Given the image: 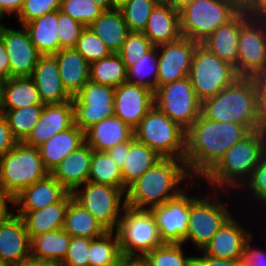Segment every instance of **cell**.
Listing matches in <instances>:
<instances>
[{"label": "cell", "instance_id": "6da1fadb", "mask_svg": "<svg viewBox=\"0 0 266 266\" xmlns=\"http://www.w3.org/2000/svg\"><path fill=\"white\" fill-rule=\"evenodd\" d=\"M250 132L242 123L211 121L201 114L185 134L184 161L192 179L201 181Z\"/></svg>", "mask_w": 266, "mask_h": 266}, {"label": "cell", "instance_id": "7a4b0ae2", "mask_svg": "<svg viewBox=\"0 0 266 266\" xmlns=\"http://www.w3.org/2000/svg\"><path fill=\"white\" fill-rule=\"evenodd\" d=\"M191 178L184 159L162 158L127 188L126 206L149 210L165 204L194 180Z\"/></svg>", "mask_w": 266, "mask_h": 266}, {"label": "cell", "instance_id": "3957f363", "mask_svg": "<svg viewBox=\"0 0 266 266\" xmlns=\"http://www.w3.org/2000/svg\"><path fill=\"white\" fill-rule=\"evenodd\" d=\"M265 150L266 129L251 131L223 155L202 181L213 190L239 191L251 176Z\"/></svg>", "mask_w": 266, "mask_h": 266}, {"label": "cell", "instance_id": "277c9868", "mask_svg": "<svg viewBox=\"0 0 266 266\" xmlns=\"http://www.w3.org/2000/svg\"><path fill=\"white\" fill-rule=\"evenodd\" d=\"M201 114L211 121L242 123L250 131L266 129V123L258 114L250 77H239L229 87L205 99Z\"/></svg>", "mask_w": 266, "mask_h": 266}, {"label": "cell", "instance_id": "5b68a950", "mask_svg": "<svg viewBox=\"0 0 266 266\" xmlns=\"http://www.w3.org/2000/svg\"><path fill=\"white\" fill-rule=\"evenodd\" d=\"M48 174L39 149L24 142L0 157V189L12 199Z\"/></svg>", "mask_w": 266, "mask_h": 266}, {"label": "cell", "instance_id": "8992f818", "mask_svg": "<svg viewBox=\"0 0 266 266\" xmlns=\"http://www.w3.org/2000/svg\"><path fill=\"white\" fill-rule=\"evenodd\" d=\"M241 10L236 0H195L180 11L181 34L201 43Z\"/></svg>", "mask_w": 266, "mask_h": 266}, {"label": "cell", "instance_id": "52a82bcc", "mask_svg": "<svg viewBox=\"0 0 266 266\" xmlns=\"http://www.w3.org/2000/svg\"><path fill=\"white\" fill-rule=\"evenodd\" d=\"M133 134L162 158L184 159L186 131L155 105L133 129Z\"/></svg>", "mask_w": 266, "mask_h": 266}, {"label": "cell", "instance_id": "ba28073f", "mask_svg": "<svg viewBox=\"0 0 266 266\" xmlns=\"http://www.w3.org/2000/svg\"><path fill=\"white\" fill-rule=\"evenodd\" d=\"M116 233L124 259L141 260L154 248L163 244L158 227L149 210L126 206Z\"/></svg>", "mask_w": 266, "mask_h": 266}, {"label": "cell", "instance_id": "9c48e42d", "mask_svg": "<svg viewBox=\"0 0 266 266\" xmlns=\"http://www.w3.org/2000/svg\"><path fill=\"white\" fill-rule=\"evenodd\" d=\"M212 192L214 194H204L201 197L191 194L188 231L183 244L191 241L190 243L196 247L197 251H202L222 225L232 216L226 206L227 204L223 202V199L218 198L219 192L226 194L228 191L213 190Z\"/></svg>", "mask_w": 266, "mask_h": 266}, {"label": "cell", "instance_id": "30bf717a", "mask_svg": "<svg viewBox=\"0 0 266 266\" xmlns=\"http://www.w3.org/2000/svg\"><path fill=\"white\" fill-rule=\"evenodd\" d=\"M189 77L201 102L215 96L239 78L233 65L219 59L201 43L197 44L194 52Z\"/></svg>", "mask_w": 266, "mask_h": 266}, {"label": "cell", "instance_id": "8fae6325", "mask_svg": "<svg viewBox=\"0 0 266 266\" xmlns=\"http://www.w3.org/2000/svg\"><path fill=\"white\" fill-rule=\"evenodd\" d=\"M72 195L108 231H116L122 212L126 207V190L124 188L88 181L79 186Z\"/></svg>", "mask_w": 266, "mask_h": 266}, {"label": "cell", "instance_id": "7c38bea8", "mask_svg": "<svg viewBox=\"0 0 266 266\" xmlns=\"http://www.w3.org/2000/svg\"><path fill=\"white\" fill-rule=\"evenodd\" d=\"M154 105L186 131L201 115L202 102L188 76L157 87Z\"/></svg>", "mask_w": 266, "mask_h": 266}, {"label": "cell", "instance_id": "4fadbf2b", "mask_svg": "<svg viewBox=\"0 0 266 266\" xmlns=\"http://www.w3.org/2000/svg\"><path fill=\"white\" fill-rule=\"evenodd\" d=\"M115 87L88 81L72 98L74 124L83 132L115 115Z\"/></svg>", "mask_w": 266, "mask_h": 266}, {"label": "cell", "instance_id": "5bb4252c", "mask_svg": "<svg viewBox=\"0 0 266 266\" xmlns=\"http://www.w3.org/2000/svg\"><path fill=\"white\" fill-rule=\"evenodd\" d=\"M263 71H266V18L251 17L240 30L236 72L239 77H250Z\"/></svg>", "mask_w": 266, "mask_h": 266}, {"label": "cell", "instance_id": "9a60e30c", "mask_svg": "<svg viewBox=\"0 0 266 266\" xmlns=\"http://www.w3.org/2000/svg\"><path fill=\"white\" fill-rule=\"evenodd\" d=\"M177 196L167 200L165 204L149 209L155 224L158 227L163 243L183 244L190 216L191 193L187 191L191 186H196L195 180L191 181ZM195 182V183H194Z\"/></svg>", "mask_w": 266, "mask_h": 266}, {"label": "cell", "instance_id": "2e32d148", "mask_svg": "<svg viewBox=\"0 0 266 266\" xmlns=\"http://www.w3.org/2000/svg\"><path fill=\"white\" fill-rule=\"evenodd\" d=\"M198 42L181 36L176 41L157 46L159 70L157 87L188 77Z\"/></svg>", "mask_w": 266, "mask_h": 266}, {"label": "cell", "instance_id": "e0dca14e", "mask_svg": "<svg viewBox=\"0 0 266 266\" xmlns=\"http://www.w3.org/2000/svg\"><path fill=\"white\" fill-rule=\"evenodd\" d=\"M10 60V77H31L41 54L24 26L13 29L3 25L1 36Z\"/></svg>", "mask_w": 266, "mask_h": 266}, {"label": "cell", "instance_id": "ac0fdd59", "mask_svg": "<svg viewBox=\"0 0 266 266\" xmlns=\"http://www.w3.org/2000/svg\"><path fill=\"white\" fill-rule=\"evenodd\" d=\"M154 106V92L146 87L122 83L115 87V116L135 128Z\"/></svg>", "mask_w": 266, "mask_h": 266}, {"label": "cell", "instance_id": "d6986e66", "mask_svg": "<svg viewBox=\"0 0 266 266\" xmlns=\"http://www.w3.org/2000/svg\"><path fill=\"white\" fill-rule=\"evenodd\" d=\"M30 244L21 216L13 212L0 223V263L17 266L29 260Z\"/></svg>", "mask_w": 266, "mask_h": 266}, {"label": "cell", "instance_id": "ffe728a7", "mask_svg": "<svg viewBox=\"0 0 266 266\" xmlns=\"http://www.w3.org/2000/svg\"><path fill=\"white\" fill-rule=\"evenodd\" d=\"M243 225L231 216L201 252L219 259L242 260L246 242L254 234Z\"/></svg>", "mask_w": 266, "mask_h": 266}, {"label": "cell", "instance_id": "44dd1931", "mask_svg": "<svg viewBox=\"0 0 266 266\" xmlns=\"http://www.w3.org/2000/svg\"><path fill=\"white\" fill-rule=\"evenodd\" d=\"M73 124L74 106L72 100L44 105L39 122L24 143L38 148L52 136L70 128Z\"/></svg>", "mask_w": 266, "mask_h": 266}, {"label": "cell", "instance_id": "7402d4cb", "mask_svg": "<svg viewBox=\"0 0 266 266\" xmlns=\"http://www.w3.org/2000/svg\"><path fill=\"white\" fill-rule=\"evenodd\" d=\"M31 78L34 80L43 104H59L71 101L72 96L65 90L58 63L53 55H41Z\"/></svg>", "mask_w": 266, "mask_h": 266}, {"label": "cell", "instance_id": "603a6c76", "mask_svg": "<svg viewBox=\"0 0 266 266\" xmlns=\"http://www.w3.org/2000/svg\"><path fill=\"white\" fill-rule=\"evenodd\" d=\"M251 17L246 10L242 9L232 20L218 27L201 44L219 59L233 65L236 70L240 30Z\"/></svg>", "mask_w": 266, "mask_h": 266}, {"label": "cell", "instance_id": "cb8c5ba5", "mask_svg": "<svg viewBox=\"0 0 266 266\" xmlns=\"http://www.w3.org/2000/svg\"><path fill=\"white\" fill-rule=\"evenodd\" d=\"M67 193L62 184L52 174H48L17 195L13 199V207H18V211H36L59 202Z\"/></svg>", "mask_w": 266, "mask_h": 266}, {"label": "cell", "instance_id": "d4e9b609", "mask_svg": "<svg viewBox=\"0 0 266 266\" xmlns=\"http://www.w3.org/2000/svg\"><path fill=\"white\" fill-rule=\"evenodd\" d=\"M92 162V148L84 143L66 156L51 173L62 186L73 193L88 182Z\"/></svg>", "mask_w": 266, "mask_h": 266}, {"label": "cell", "instance_id": "484cf974", "mask_svg": "<svg viewBox=\"0 0 266 266\" xmlns=\"http://www.w3.org/2000/svg\"><path fill=\"white\" fill-rule=\"evenodd\" d=\"M143 33L156 47L176 41L182 36L180 12L168 2H159L152 10Z\"/></svg>", "mask_w": 266, "mask_h": 266}, {"label": "cell", "instance_id": "4316f807", "mask_svg": "<svg viewBox=\"0 0 266 266\" xmlns=\"http://www.w3.org/2000/svg\"><path fill=\"white\" fill-rule=\"evenodd\" d=\"M73 198L68 192L59 202L36 211H16L24 221L30 239L57 229H62L69 201Z\"/></svg>", "mask_w": 266, "mask_h": 266}, {"label": "cell", "instance_id": "83f0119b", "mask_svg": "<svg viewBox=\"0 0 266 266\" xmlns=\"http://www.w3.org/2000/svg\"><path fill=\"white\" fill-rule=\"evenodd\" d=\"M133 136V128L115 115L105 118L84 132L85 143L97 151H108L129 141Z\"/></svg>", "mask_w": 266, "mask_h": 266}, {"label": "cell", "instance_id": "f1b7e54d", "mask_svg": "<svg viewBox=\"0 0 266 266\" xmlns=\"http://www.w3.org/2000/svg\"><path fill=\"white\" fill-rule=\"evenodd\" d=\"M85 143L84 132L75 124L38 147L45 169L51 174L59 163Z\"/></svg>", "mask_w": 266, "mask_h": 266}, {"label": "cell", "instance_id": "f546056e", "mask_svg": "<svg viewBox=\"0 0 266 266\" xmlns=\"http://www.w3.org/2000/svg\"><path fill=\"white\" fill-rule=\"evenodd\" d=\"M53 56L65 90L74 97L89 81L90 64L75 48L60 49Z\"/></svg>", "mask_w": 266, "mask_h": 266}, {"label": "cell", "instance_id": "4dcf8cb0", "mask_svg": "<svg viewBox=\"0 0 266 266\" xmlns=\"http://www.w3.org/2000/svg\"><path fill=\"white\" fill-rule=\"evenodd\" d=\"M160 157L155 151L134 136L125 142V164L122 169L123 188H127L147 170L153 167Z\"/></svg>", "mask_w": 266, "mask_h": 266}, {"label": "cell", "instance_id": "1f68e13d", "mask_svg": "<svg viewBox=\"0 0 266 266\" xmlns=\"http://www.w3.org/2000/svg\"><path fill=\"white\" fill-rule=\"evenodd\" d=\"M71 236L57 229L31 238L30 259L59 265L67 254Z\"/></svg>", "mask_w": 266, "mask_h": 266}, {"label": "cell", "instance_id": "d6a6232c", "mask_svg": "<svg viewBox=\"0 0 266 266\" xmlns=\"http://www.w3.org/2000/svg\"><path fill=\"white\" fill-rule=\"evenodd\" d=\"M88 27L113 53H118L121 50L130 33L118 8L104 10Z\"/></svg>", "mask_w": 266, "mask_h": 266}, {"label": "cell", "instance_id": "836d02e7", "mask_svg": "<svg viewBox=\"0 0 266 266\" xmlns=\"http://www.w3.org/2000/svg\"><path fill=\"white\" fill-rule=\"evenodd\" d=\"M23 26L41 55H53L60 50L58 10L38 17Z\"/></svg>", "mask_w": 266, "mask_h": 266}, {"label": "cell", "instance_id": "e575fe53", "mask_svg": "<svg viewBox=\"0 0 266 266\" xmlns=\"http://www.w3.org/2000/svg\"><path fill=\"white\" fill-rule=\"evenodd\" d=\"M42 103L31 77H10L3 81L1 111L15 110Z\"/></svg>", "mask_w": 266, "mask_h": 266}, {"label": "cell", "instance_id": "d590c367", "mask_svg": "<svg viewBox=\"0 0 266 266\" xmlns=\"http://www.w3.org/2000/svg\"><path fill=\"white\" fill-rule=\"evenodd\" d=\"M71 237L96 239L108 230L74 198L69 201L62 228Z\"/></svg>", "mask_w": 266, "mask_h": 266}, {"label": "cell", "instance_id": "8d00e7d4", "mask_svg": "<svg viewBox=\"0 0 266 266\" xmlns=\"http://www.w3.org/2000/svg\"><path fill=\"white\" fill-rule=\"evenodd\" d=\"M89 80L98 84L117 87L127 81V72L119 53L90 63Z\"/></svg>", "mask_w": 266, "mask_h": 266}, {"label": "cell", "instance_id": "74e56055", "mask_svg": "<svg viewBox=\"0 0 266 266\" xmlns=\"http://www.w3.org/2000/svg\"><path fill=\"white\" fill-rule=\"evenodd\" d=\"M89 252V266H118L124 259L116 231L92 239Z\"/></svg>", "mask_w": 266, "mask_h": 266}, {"label": "cell", "instance_id": "f35d334b", "mask_svg": "<svg viewBox=\"0 0 266 266\" xmlns=\"http://www.w3.org/2000/svg\"><path fill=\"white\" fill-rule=\"evenodd\" d=\"M88 181L123 188L122 169L107 151L92 149V162Z\"/></svg>", "mask_w": 266, "mask_h": 266}, {"label": "cell", "instance_id": "ab89813d", "mask_svg": "<svg viewBox=\"0 0 266 266\" xmlns=\"http://www.w3.org/2000/svg\"><path fill=\"white\" fill-rule=\"evenodd\" d=\"M159 70V58L157 47L126 69L127 83L146 87L153 92L157 88V76Z\"/></svg>", "mask_w": 266, "mask_h": 266}, {"label": "cell", "instance_id": "60d3db41", "mask_svg": "<svg viewBox=\"0 0 266 266\" xmlns=\"http://www.w3.org/2000/svg\"><path fill=\"white\" fill-rule=\"evenodd\" d=\"M44 105H31L15 110L1 111L10 131L18 142H24L39 122Z\"/></svg>", "mask_w": 266, "mask_h": 266}, {"label": "cell", "instance_id": "b9f144b4", "mask_svg": "<svg viewBox=\"0 0 266 266\" xmlns=\"http://www.w3.org/2000/svg\"><path fill=\"white\" fill-rule=\"evenodd\" d=\"M183 246L184 244L163 243L146 254L141 261L145 266H194V256L186 255Z\"/></svg>", "mask_w": 266, "mask_h": 266}, {"label": "cell", "instance_id": "7bdbcfd3", "mask_svg": "<svg viewBox=\"0 0 266 266\" xmlns=\"http://www.w3.org/2000/svg\"><path fill=\"white\" fill-rule=\"evenodd\" d=\"M158 0H127L118 9L130 32H143Z\"/></svg>", "mask_w": 266, "mask_h": 266}, {"label": "cell", "instance_id": "ee69618b", "mask_svg": "<svg viewBox=\"0 0 266 266\" xmlns=\"http://www.w3.org/2000/svg\"><path fill=\"white\" fill-rule=\"evenodd\" d=\"M60 11L88 27L104 10L92 0H62Z\"/></svg>", "mask_w": 266, "mask_h": 266}, {"label": "cell", "instance_id": "f6af8a7d", "mask_svg": "<svg viewBox=\"0 0 266 266\" xmlns=\"http://www.w3.org/2000/svg\"><path fill=\"white\" fill-rule=\"evenodd\" d=\"M90 64L106 58L112 52L89 27H84L74 47Z\"/></svg>", "mask_w": 266, "mask_h": 266}, {"label": "cell", "instance_id": "bcb514c9", "mask_svg": "<svg viewBox=\"0 0 266 266\" xmlns=\"http://www.w3.org/2000/svg\"><path fill=\"white\" fill-rule=\"evenodd\" d=\"M241 192L244 191L245 195L250 193L254 201L253 203H258L264 208L266 206V150L262 153L257 166L253 170L249 179L244 183V185L239 189Z\"/></svg>", "mask_w": 266, "mask_h": 266}, {"label": "cell", "instance_id": "7dc6e473", "mask_svg": "<svg viewBox=\"0 0 266 266\" xmlns=\"http://www.w3.org/2000/svg\"><path fill=\"white\" fill-rule=\"evenodd\" d=\"M154 45L143 32H130L118 52L126 69L141 59Z\"/></svg>", "mask_w": 266, "mask_h": 266}, {"label": "cell", "instance_id": "c3c4849f", "mask_svg": "<svg viewBox=\"0 0 266 266\" xmlns=\"http://www.w3.org/2000/svg\"><path fill=\"white\" fill-rule=\"evenodd\" d=\"M62 0H24L16 19L18 25L24 24L55 10H60Z\"/></svg>", "mask_w": 266, "mask_h": 266}, {"label": "cell", "instance_id": "681fc988", "mask_svg": "<svg viewBox=\"0 0 266 266\" xmlns=\"http://www.w3.org/2000/svg\"><path fill=\"white\" fill-rule=\"evenodd\" d=\"M58 27L60 49L74 48L84 26L58 10Z\"/></svg>", "mask_w": 266, "mask_h": 266}, {"label": "cell", "instance_id": "f907efd6", "mask_svg": "<svg viewBox=\"0 0 266 266\" xmlns=\"http://www.w3.org/2000/svg\"><path fill=\"white\" fill-rule=\"evenodd\" d=\"M90 238L71 237L65 259L58 266H89Z\"/></svg>", "mask_w": 266, "mask_h": 266}, {"label": "cell", "instance_id": "816d5d0a", "mask_svg": "<svg viewBox=\"0 0 266 266\" xmlns=\"http://www.w3.org/2000/svg\"><path fill=\"white\" fill-rule=\"evenodd\" d=\"M256 93L258 114L266 123V71L250 76Z\"/></svg>", "mask_w": 266, "mask_h": 266}, {"label": "cell", "instance_id": "f5cc1de1", "mask_svg": "<svg viewBox=\"0 0 266 266\" xmlns=\"http://www.w3.org/2000/svg\"><path fill=\"white\" fill-rule=\"evenodd\" d=\"M254 235L246 242L240 266H266V251L253 247Z\"/></svg>", "mask_w": 266, "mask_h": 266}, {"label": "cell", "instance_id": "db71d44e", "mask_svg": "<svg viewBox=\"0 0 266 266\" xmlns=\"http://www.w3.org/2000/svg\"><path fill=\"white\" fill-rule=\"evenodd\" d=\"M18 141L10 131L7 119L0 113V157L11 150Z\"/></svg>", "mask_w": 266, "mask_h": 266}, {"label": "cell", "instance_id": "11a10c76", "mask_svg": "<svg viewBox=\"0 0 266 266\" xmlns=\"http://www.w3.org/2000/svg\"><path fill=\"white\" fill-rule=\"evenodd\" d=\"M200 255V256H199ZM194 256V266H240L242 260L219 259L209 255Z\"/></svg>", "mask_w": 266, "mask_h": 266}, {"label": "cell", "instance_id": "9f6ffc18", "mask_svg": "<svg viewBox=\"0 0 266 266\" xmlns=\"http://www.w3.org/2000/svg\"><path fill=\"white\" fill-rule=\"evenodd\" d=\"M241 6L252 17L266 18V0H245Z\"/></svg>", "mask_w": 266, "mask_h": 266}, {"label": "cell", "instance_id": "6f0895ef", "mask_svg": "<svg viewBox=\"0 0 266 266\" xmlns=\"http://www.w3.org/2000/svg\"><path fill=\"white\" fill-rule=\"evenodd\" d=\"M24 4V0H0V12L6 17L19 14Z\"/></svg>", "mask_w": 266, "mask_h": 266}, {"label": "cell", "instance_id": "680465c9", "mask_svg": "<svg viewBox=\"0 0 266 266\" xmlns=\"http://www.w3.org/2000/svg\"><path fill=\"white\" fill-rule=\"evenodd\" d=\"M10 78V60L0 37V80L3 82Z\"/></svg>", "mask_w": 266, "mask_h": 266}, {"label": "cell", "instance_id": "91938a15", "mask_svg": "<svg viewBox=\"0 0 266 266\" xmlns=\"http://www.w3.org/2000/svg\"><path fill=\"white\" fill-rule=\"evenodd\" d=\"M8 204H12L13 208V199L0 189V223L14 212Z\"/></svg>", "mask_w": 266, "mask_h": 266}, {"label": "cell", "instance_id": "94428289", "mask_svg": "<svg viewBox=\"0 0 266 266\" xmlns=\"http://www.w3.org/2000/svg\"><path fill=\"white\" fill-rule=\"evenodd\" d=\"M108 154L112 157V159L120 166L123 167L125 164V142L116 145L115 147L109 149Z\"/></svg>", "mask_w": 266, "mask_h": 266}, {"label": "cell", "instance_id": "6125c7cd", "mask_svg": "<svg viewBox=\"0 0 266 266\" xmlns=\"http://www.w3.org/2000/svg\"><path fill=\"white\" fill-rule=\"evenodd\" d=\"M195 0H169L168 3L178 12Z\"/></svg>", "mask_w": 266, "mask_h": 266}, {"label": "cell", "instance_id": "be15d7a7", "mask_svg": "<svg viewBox=\"0 0 266 266\" xmlns=\"http://www.w3.org/2000/svg\"><path fill=\"white\" fill-rule=\"evenodd\" d=\"M17 266H58V265L50 263V262H43V261H36V260L29 259L27 261L22 262L21 264Z\"/></svg>", "mask_w": 266, "mask_h": 266}, {"label": "cell", "instance_id": "e7e4bbea", "mask_svg": "<svg viewBox=\"0 0 266 266\" xmlns=\"http://www.w3.org/2000/svg\"><path fill=\"white\" fill-rule=\"evenodd\" d=\"M118 266H145V264L137 259H123Z\"/></svg>", "mask_w": 266, "mask_h": 266}, {"label": "cell", "instance_id": "03108f58", "mask_svg": "<svg viewBox=\"0 0 266 266\" xmlns=\"http://www.w3.org/2000/svg\"><path fill=\"white\" fill-rule=\"evenodd\" d=\"M98 4L103 10H111V0H92Z\"/></svg>", "mask_w": 266, "mask_h": 266}, {"label": "cell", "instance_id": "003e7915", "mask_svg": "<svg viewBox=\"0 0 266 266\" xmlns=\"http://www.w3.org/2000/svg\"><path fill=\"white\" fill-rule=\"evenodd\" d=\"M127 0H111V9L119 8Z\"/></svg>", "mask_w": 266, "mask_h": 266}, {"label": "cell", "instance_id": "a7ac6f4b", "mask_svg": "<svg viewBox=\"0 0 266 266\" xmlns=\"http://www.w3.org/2000/svg\"><path fill=\"white\" fill-rule=\"evenodd\" d=\"M2 85H3V82L0 80V113H1V105H2Z\"/></svg>", "mask_w": 266, "mask_h": 266}, {"label": "cell", "instance_id": "89a4df30", "mask_svg": "<svg viewBox=\"0 0 266 266\" xmlns=\"http://www.w3.org/2000/svg\"><path fill=\"white\" fill-rule=\"evenodd\" d=\"M5 17L1 14V12H0V25H4V23L2 24V21H4L3 19H4Z\"/></svg>", "mask_w": 266, "mask_h": 266}, {"label": "cell", "instance_id": "2644e50d", "mask_svg": "<svg viewBox=\"0 0 266 266\" xmlns=\"http://www.w3.org/2000/svg\"><path fill=\"white\" fill-rule=\"evenodd\" d=\"M236 1L242 5L245 0H236Z\"/></svg>", "mask_w": 266, "mask_h": 266}, {"label": "cell", "instance_id": "8c879c8a", "mask_svg": "<svg viewBox=\"0 0 266 266\" xmlns=\"http://www.w3.org/2000/svg\"><path fill=\"white\" fill-rule=\"evenodd\" d=\"M0 266H10L8 264L0 263Z\"/></svg>", "mask_w": 266, "mask_h": 266}, {"label": "cell", "instance_id": "753ad0ef", "mask_svg": "<svg viewBox=\"0 0 266 266\" xmlns=\"http://www.w3.org/2000/svg\"><path fill=\"white\" fill-rule=\"evenodd\" d=\"M159 2H168L169 0H158Z\"/></svg>", "mask_w": 266, "mask_h": 266}, {"label": "cell", "instance_id": "34e18365", "mask_svg": "<svg viewBox=\"0 0 266 266\" xmlns=\"http://www.w3.org/2000/svg\"><path fill=\"white\" fill-rule=\"evenodd\" d=\"M2 28H3V25H0V36H1V30H2Z\"/></svg>", "mask_w": 266, "mask_h": 266}]
</instances>
